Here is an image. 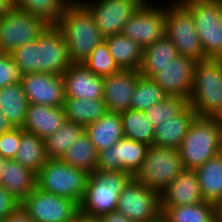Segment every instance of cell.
<instances>
[{
  "label": "cell",
  "mask_w": 222,
  "mask_h": 222,
  "mask_svg": "<svg viewBox=\"0 0 222 222\" xmlns=\"http://www.w3.org/2000/svg\"><path fill=\"white\" fill-rule=\"evenodd\" d=\"M178 151L185 169L203 165L222 152V123L217 117H196Z\"/></svg>",
  "instance_id": "obj_2"
},
{
  "label": "cell",
  "mask_w": 222,
  "mask_h": 222,
  "mask_svg": "<svg viewBox=\"0 0 222 222\" xmlns=\"http://www.w3.org/2000/svg\"><path fill=\"white\" fill-rule=\"evenodd\" d=\"M146 0H84L81 4L92 15L106 38L121 34L123 26Z\"/></svg>",
  "instance_id": "obj_13"
},
{
  "label": "cell",
  "mask_w": 222,
  "mask_h": 222,
  "mask_svg": "<svg viewBox=\"0 0 222 222\" xmlns=\"http://www.w3.org/2000/svg\"><path fill=\"white\" fill-rule=\"evenodd\" d=\"M14 160L18 161L23 167L38 173L48 160L44 140L22 129L19 149Z\"/></svg>",
  "instance_id": "obj_31"
},
{
  "label": "cell",
  "mask_w": 222,
  "mask_h": 222,
  "mask_svg": "<svg viewBox=\"0 0 222 222\" xmlns=\"http://www.w3.org/2000/svg\"><path fill=\"white\" fill-rule=\"evenodd\" d=\"M64 110L68 121L86 127L105 115L108 110L103 99H72L66 98Z\"/></svg>",
  "instance_id": "obj_30"
},
{
  "label": "cell",
  "mask_w": 222,
  "mask_h": 222,
  "mask_svg": "<svg viewBox=\"0 0 222 222\" xmlns=\"http://www.w3.org/2000/svg\"><path fill=\"white\" fill-rule=\"evenodd\" d=\"M218 222H222V215L218 218Z\"/></svg>",
  "instance_id": "obj_52"
},
{
  "label": "cell",
  "mask_w": 222,
  "mask_h": 222,
  "mask_svg": "<svg viewBox=\"0 0 222 222\" xmlns=\"http://www.w3.org/2000/svg\"><path fill=\"white\" fill-rule=\"evenodd\" d=\"M67 164L92 173L96 170L98 151L84 131L61 158Z\"/></svg>",
  "instance_id": "obj_32"
},
{
  "label": "cell",
  "mask_w": 222,
  "mask_h": 222,
  "mask_svg": "<svg viewBox=\"0 0 222 222\" xmlns=\"http://www.w3.org/2000/svg\"><path fill=\"white\" fill-rule=\"evenodd\" d=\"M83 65L95 75L105 77L118 73L122 69L110 55L106 41L98 44Z\"/></svg>",
  "instance_id": "obj_37"
},
{
  "label": "cell",
  "mask_w": 222,
  "mask_h": 222,
  "mask_svg": "<svg viewBox=\"0 0 222 222\" xmlns=\"http://www.w3.org/2000/svg\"><path fill=\"white\" fill-rule=\"evenodd\" d=\"M148 147L144 143L123 138L98 152L96 170L127 171L134 176L142 166Z\"/></svg>",
  "instance_id": "obj_15"
},
{
  "label": "cell",
  "mask_w": 222,
  "mask_h": 222,
  "mask_svg": "<svg viewBox=\"0 0 222 222\" xmlns=\"http://www.w3.org/2000/svg\"><path fill=\"white\" fill-rule=\"evenodd\" d=\"M146 0L123 26L121 34L132 38L142 48L154 44L165 35V4Z\"/></svg>",
  "instance_id": "obj_12"
},
{
  "label": "cell",
  "mask_w": 222,
  "mask_h": 222,
  "mask_svg": "<svg viewBox=\"0 0 222 222\" xmlns=\"http://www.w3.org/2000/svg\"><path fill=\"white\" fill-rule=\"evenodd\" d=\"M14 8V0H0V17L5 16Z\"/></svg>",
  "instance_id": "obj_46"
},
{
  "label": "cell",
  "mask_w": 222,
  "mask_h": 222,
  "mask_svg": "<svg viewBox=\"0 0 222 222\" xmlns=\"http://www.w3.org/2000/svg\"><path fill=\"white\" fill-rule=\"evenodd\" d=\"M0 222H34L25 209L19 205L12 213Z\"/></svg>",
  "instance_id": "obj_43"
},
{
  "label": "cell",
  "mask_w": 222,
  "mask_h": 222,
  "mask_svg": "<svg viewBox=\"0 0 222 222\" xmlns=\"http://www.w3.org/2000/svg\"><path fill=\"white\" fill-rule=\"evenodd\" d=\"M56 26L65 37L73 64H83L93 49L105 41L92 15L82 4H70Z\"/></svg>",
  "instance_id": "obj_1"
},
{
  "label": "cell",
  "mask_w": 222,
  "mask_h": 222,
  "mask_svg": "<svg viewBox=\"0 0 222 222\" xmlns=\"http://www.w3.org/2000/svg\"><path fill=\"white\" fill-rule=\"evenodd\" d=\"M22 136V128H13L12 130L0 135V155L12 160L15 158L19 149Z\"/></svg>",
  "instance_id": "obj_41"
},
{
  "label": "cell",
  "mask_w": 222,
  "mask_h": 222,
  "mask_svg": "<svg viewBox=\"0 0 222 222\" xmlns=\"http://www.w3.org/2000/svg\"><path fill=\"white\" fill-rule=\"evenodd\" d=\"M217 219L222 215V199L216 204Z\"/></svg>",
  "instance_id": "obj_48"
},
{
  "label": "cell",
  "mask_w": 222,
  "mask_h": 222,
  "mask_svg": "<svg viewBox=\"0 0 222 222\" xmlns=\"http://www.w3.org/2000/svg\"><path fill=\"white\" fill-rule=\"evenodd\" d=\"M62 76L66 98L103 99V77L95 75L83 64H72Z\"/></svg>",
  "instance_id": "obj_19"
},
{
  "label": "cell",
  "mask_w": 222,
  "mask_h": 222,
  "mask_svg": "<svg viewBox=\"0 0 222 222\" xmlns=\"http://www.w3.org/2000/svg\"><path fill=\"white\" fill-rule=\"evenodd\" d=\"M132 178L127 171L95 170L90 173L80 210L91 216L115 211L120 193Z\"/></svg>",
  "instance_id": "obj_4"
},
{
  "label": "cell",
  "mask_w": 222,
  "mask_h": 222,
  "mask_svg": "<svg viewBox=\"0 0 222 222\" xmlns=\"http://www.w3.org/2000/svg\"><path fill=\"white\" fill-rule=\"evenodd\" d=\"M21 84L29 104L64 106L66 96L62 75L29 73L21 76Z\"/></svg>",
  "instance_id": "obj_16"
},
{
  "label": "cell",
  "mask_w": 222,
  "mask_h": 222,
  "mask_svg": "<svg viewBox=\"0 0 222 222\" xmlns=\"http://www.w3.org/2000/svg\"><path fill=\"white\" fill-rule=\"evenodd\" d=\"M69 4H81L84 0H66Z\"/></svg>",
  "instance_id": "obj_50"
},
{
  "label": "cell",
  "mask_w": 222,
  "mask_h": 222,
  "mask_svg": "<svg viewBox=\"0 0 222 222\" xmlns=\"http://www.w3.org/2000/svg\"><path fill=\"white\" fill-rule=\"evenodd\" d=\"M0 185L21 203L37 187V173L14 159L7 160L0 175Z\"/></svg>",
  "instance_id": "obj_22"
},
{
  "label": "cell",
  "mask_w": 222,
  "mask_h": 222,
  "mask_svg": "<svg viewBox=\"0 0 222 222\" xmlns=\"http://www.w3.org/2000/svg\"><path fill=\"white\" fill-rule=\"evenodd\" d=\"M102 222H133L121 212L115 210L100 216Z\"/></svg>",
  "instance_id": "obj_44"
},
{
  "label": "cell",
  "mask_w": 222,
  "mask_h": 222,
  "mask_svg": "<svg viewBox=\"0 0 222 222\" xmlns=\"http://www.w3.org/2000/svg\"><path fill=\"white\" fill-rule=\"evenodd\" d=\"M140 72L121 70L103 77V100L108 112L122 113L131 108L132 95Z\"/></svg>",
  "instance_id": "obj_18"
},
{
  "label": "cell",
  "mask_w": 222,
  "mask_h": 222,
  "mask_svg": "<svg viewBox=\"0 0 222 222\" xmlns=\"http://www.w3.org/2000/svg\"><path fill=\"white\" fill-rule=\"evenodd\" d=\"M90 173L62 159H48L37 173V188L76 201L84 199Z\"/></svg>",
  "instance_id": "obj_5"
},
{
  "label": "cell",
  "mask_w": 222,
  "mask_h": 222,
  "mask_svg": "<svg viewBox=\"0 0 222 222\" xmlns=\"http://www.w3.org/2000/svg\"><path fill=\"white\" fill-rule=\"evenodd\" d=\"M197 173L184 169L160 194V207H178L204 202Z\"/></svg>",
  "instance_id": "obj_20"
},
{
  "label": "cell",
  "mask_w": 222,
  "mask_h": 222,
  "mask_svg": "<svg viewBox=\"0 0 222 222\" xmlns=\"http://www.w3.org/2000/svg\"><path fill=\"white\" fill-rule=\"evenodd\" d=\"M170 2L165 4V34L177 47L179 55L198 62L206 60L190 10L180 0Z\"/></svg>",
  "instance_id": "obj_8"
},
{
  "label": "cell",
  "mask_w": 222,
  "mask_h": 222,
  "mask_svg": "<svg viewBox=\"0 0 222 222\" xmlns=\"http://www.w3.org/2000/svg\"><path fill=\"white\" fill-rule=\"evenodd\" d=\"M177 56H179L177 47L165 34L154 44L144 48L142 63L138 71L141 76L152 78Z\"/></svg>",
  "instance_id": "obj_25"
},
{
  "label": "cell",
  "mask_w": 222,
  "mask_h": 222,
  "mask_svg": "<svg viewBox=\"0 0 222 222\" xmlns=\"http://www.w3.org/2000/svg\"><path fill=\"white\" fill-rule=\"evenodd\" d=\"M21 73L11 54L0 53V89L21 82Z\"/></svg>",
  "instance_id": "obj_40"
},
{
  "label": "cell",
  "mask_w": 222,
  "mask_h": 222,
  "mask_svg": "<svg viewBox=\"0 0 222 222\" xmlns=\"http://www.w3.org/2000/svg\"><path fill=\"white\" fill-rule=\"evenodd\" d=\"M116 210L133 222H159L160 195L133 177L120 193Z\"/></svg>",
  "instance_id": "obj_10"
},
{
  "label": "cell",
  "mask_w": 222,
  "mask_h": 222,
  "mask_svg": "<svg viewBox=\"0 0 222 222\" xmlns=\"http://www.w3.org/2000/svg\"><path fill=\"white\" fill-rule=\"evenodd\" d=\"M20 205L34 222H73L80 205L67 197L35 188Z\"/></svg>",
  "instance_id": "obj_11"
},
{
  "label": "cell",
  "mask_w": 222,
  "mask_h": 222,
  "mask_svg": "<svg viewBox=\"0 0 222 222\" xmlns=\"http://www.w3.org/2000/svg\"><path fill=\"white\" fill-rule=\"evenodd\" d=\"M10 54L21 75L36 73V41L24 43Z\"/></svg>",
  "instance_id": "obj_39"
},
{
  "label": "cell",
  "mask_w": 222,
  "mask_h": 222,
  "mask_svg": "<svg viewBox=\"0 0 222 222\" xmlns=\"http://www.w3.org/2000/svg\"><path fill=\"white\" fill-rule=\"evenodd\" d=\"M188 104V99L184 97L167 96L164 100L153 105L151 108L145 110L144 112L146 118L156 128L159 124L178 115Z\"/></svg>",
  "instance_id": "obj_38"
},
{
  "label": "cell",
  "mask_w": 222,
  "mask_h": 222,
  "mask_svg": "<svg viewBox=\"0 0 222 222\" xmlns=\"http://www.w3.org/2000/svg\"><path fill=\"white\" fill-rule=\"evenodd\" d=\"M12 129H13L12 125L7 120V118L4 116L2 109L0 108V135L2 133L8 132Z\"/></svg>",
  "instance_id": "obj_47"
},
{
  "label": "cell",
  "mask_w": 222,
  "mask_h": 222,
  "mask_svg": "<svg viewBox=\"0 0 222 222\" xmlns=\"http://www.w3.org/2000/svg\"><path fill=\"white\" fill-rule=\"evenodd\" d=\"M105 41L110 55L122 70H139L144 48L136 41L123 34L106 37Z\"/></svg>",
  "instance_id": "obj_27"
},
{
  "label": "cell",
  "mask_w": 222,
  "mask_h": 222,
  "mask_svg": "<svg viewBox=\"0 0 222 222\" xmlns=\"http://www.w3.org/2000/svg\"><path fill=\"white\" fill-rule=\"evenodd\" d=\"M18 202L3 186L0 185V220L6 218L18 206Z\"/></svg>",
  "instance_id": "obj_42"
},
{
  "label": "cell",
  "mask_w": 222,
  "mask_h": 222,
  "mask_svg": "<svg viewBox=\"0 0 222 222\" xmlns=\"http://www.w3.org/2000/svg\"><path fill=\"white\" fill-rule=\"evenodd\" d=\"M196 117L195 111L188 104L178 115L155 128L153 145L178 149Z\"/></svg>",
  "instance_id": "obj_23"
},
{
  "label": "cell",
  "mask_w": 222,
  "mask_h": 222,
  "mask_svg": "<svg viewBox=\"0 0 222 222\" xmlns=\"http://www.w3.org/2000/svg\"><path fill=\"white\" fill-rule=\"evenodd\" d=\"M124 129V138L153 145L154 125L146 118L144 111L128 109L120 113Z\"/></svg>",
  "instance_id": "obj_33"
},
{
  "label": "cell",
  "mask_w": 222,
  "mask_h": 222,
  "mask_svg": "<svg viewBox=\"0 0 222 222\" xmlns=\"http://www.w3.org/2000/svg\"><path fill=\"white\" fill-rule=\"evenodd\" d=\"M84 131V126L67 120L56 132L44 140L47 158L61 159Z\"/></svg>",
  "instance_id": "obj_34"
},
{
  "label": "cell",
  "mask_w": 222,
  "mask_h": 222,
  "mask_svg": "<svg viewBox=\"0 0 222 222\" xmlns=\"http://www.w3.org/2000/svg\"><path fill=\"white\" fill-rule=\"evenodd\" d=\"M7 159L3 158L1 155H0V175L4 169V165L6 163Z\"/></svg>",
  "instance_id": "obj_49"
},
{
  "label": "cell",
  "mask_w": 222,
  "mask_h": 222,
  "mask_svg": "<svg viewBox=\"0 0 222 222\" xmlns=\"http://www.w3.org/2000/svg\"><path fill=\"white\" fill-rule=\"evenodd\" d=\"M97 151H102L124 138L122 118L119 113L107 112L94 123L85 127Z\"/></svg>",
  "instance_id": "obj_24"
},
{
  "label": "cell",
  "mask_w": 222,
  "mask_h": 222,
  "mask_svg": "<svg viewBox=\"0 0 222 222\" xmlns=\"http://www.w3.org/2000/svg\"><path fill=\"white\" fill-rule=\"evenodd\" d=\"M73 222H102L100 216H91L89 214L83 213L79 210L74 218Z\"/></svg>",
  "instance_id": "obj_45"
},
{
  "label": "cell",
  "mask_w": 222,
  "mask_h": 222,
  "mask_svg": "<svg viewBox=\"0 0 222 222\" xmlns=\"http://www.w3.org/2000/svg\"><path fill=\"white\" fill-rule=\"evenodd\" d=\"M191 12L204 56L222 59V0H180Z\"/></svg>",
  "instance_id": "obj_6"
},
{
  "label": "cell",
  "mask_w": 222,
  "mask_h": 222,
  "mask_svg": "<svg viewBox=\"0 0 222 222\" xmlns=\"http://www.w3.org/2000/svg\"><path fill=\"white\" fill-rule=\"evenodd\" d=\"M70 4L66 0H14V8L56 25Z\"/></svg>",
  "instance_id": "obj_35"
},
{
  "label": "cell",
  "mask_w": 222,
  "mask_h": 222,
  "mask_svg": "<svg viewBox=\"0 0 222 222\" xmlns=\"http://www.w3.org/2000/svg\"><path fill=\"white\" fill-rule=\"evenodd\" d=\"M184 169L178 149L151 145L133 177L160 195Z\"/></svg>",
  "instance_id": "obj_7"
},
{
  "label": "cell",
  "mask_w": 222,
  "mask_h": 222,
  "mask_svg": "<svg viewBox=\"0 0 222 222\" xmlns=\"http://www.w3.org/2000/svg\"><path fill=\"white\" fill-rule=\"evenodd\" d=\"M217 118L222 123V112H221V114Z\"/></svg>",
  "instance_id": "obj_51"
},
{
  "label": "cell",
  "mask_w": 222,
  "mask_h": 222,
  "mask_svg": "<svg viewBox=\"0 0 222 222\" xmlns=\"http://www.w3.org/2000/svg\"><path fill=\"white\" fill-rule=\"evenodd\" d=\"M189 105L197 117H218L222 112V59L208 58L195 67Z\"/></svg>",
  "instance_id": "obj_3"
},
{
  "label": "cell",
  "mask_w": 222,
  "mask_h": 222,
  "mask_svg": "<svg viewBox=\"0 0 222 222\" xmlns=\"http://www.w3.org/2000/svg\"><path fill=\"white\" fill-rule=\"evenodd\" d=\"M160 209L163 222H218L216 204L207 201Z\"/></svg>",
  "instance_id": "obj_29"
},
{
  "label": "cell",
  "mask_w": 222,
  "mask_h": 222,
  "mask_svg": "<svg viewBox=\"0 0 222 222\" xmlns=\"http://www.w3.org/2000/svg\"><path fill=\"white\" fill-rule=\"evenodd\" d=\"M198 61L179 55L161 68L152 79L168 96H181L189 99Z\"/></svg>",
  "instance_id": "obj_17"
},
{
  "label": "cell",
  "mask_w": 222,
  "mask_h": 222,
  "mask_svg": "<svg viewBox=\"0 0 222 222\" xmlns=\"http://www.w3.org/2000/svg\"><path fill=\"white\" fill-rule=\"evenodd\" d=\"M67 121L64 106L29 104L23 130L45 140Z\"/></svg>",
  "instance_id": "obj_21"
},
{
  "label": "cell",
  "mask_w": 222,
  "mask_h": 222,
  "mask_svg": "<svg viewBox=\"0 0 222 222\" xmlns=\"http://www.w3.org/2000/svg\"><path fill=\"white\" fill-rule=\"evenodd\" d=\"M168 95L152 79L140 76L131 100V109L145 111L164 100Z\"/></svg>",
  "instance_id": "obj_36"
},
{
  "label": "cell",
  "mask_w": 222,
  "mask_h": 222,
  "mask_svg": "<svg viewBox=\"0 0 222 222\" xmlns=\"http://www.w3.org/2000/svg\"><path fill=\"white\" fill-rule=\"evenodd\" d=\"M28 106L21 82L0 89V108L13 128L23 129Z\"/></svg>",
  "instance_id": "obj_26"
},
{
  "label": "cell",
  "mask_w": 222,
  "mask_h": 222,
  "mask_svg": "<svg viewBox=\"0 0 222 222\" xmlns=\"http://www.w3.org/2000/svg\"><path fill=\"white\" fill-rule=\"evenodd\" d=\"M72 64L63 33L49 25L36 40V73L62 75Z\"/></svg>",
  "instance_id": "obj_14"
},
{
  "label": "cell",
  "mask_w": 222,
  "mask_h": 222,
  "mask_svg": "<svg viewBox=\"0 0 222 222\" xmlns=\"http://www.w3.org/2000/svg\"><path fill=\"white\" fill-rule=\"evenodd\" d=\"M195 172L205 201L217 204L222 199V152L196 168Z\"/></svg>",
  "instance_id": "obj_28"
},
{
  "label": "cell",
  "mask_w": 222,
  "mask_h": 222,
  "mask_svg": "<svg viewBox=\"0 0 222 222\" xmlns=\"http://www.w3.org/2000/svg\"><path fill=\"white\" fill-rule=\"evenodd\" d=\"M50 24L43 18L13 8L0 26V53L10 54L24 43L36 41Z\"/></svg>",
  "instance_id": "obj_9"
}]
</instances>
